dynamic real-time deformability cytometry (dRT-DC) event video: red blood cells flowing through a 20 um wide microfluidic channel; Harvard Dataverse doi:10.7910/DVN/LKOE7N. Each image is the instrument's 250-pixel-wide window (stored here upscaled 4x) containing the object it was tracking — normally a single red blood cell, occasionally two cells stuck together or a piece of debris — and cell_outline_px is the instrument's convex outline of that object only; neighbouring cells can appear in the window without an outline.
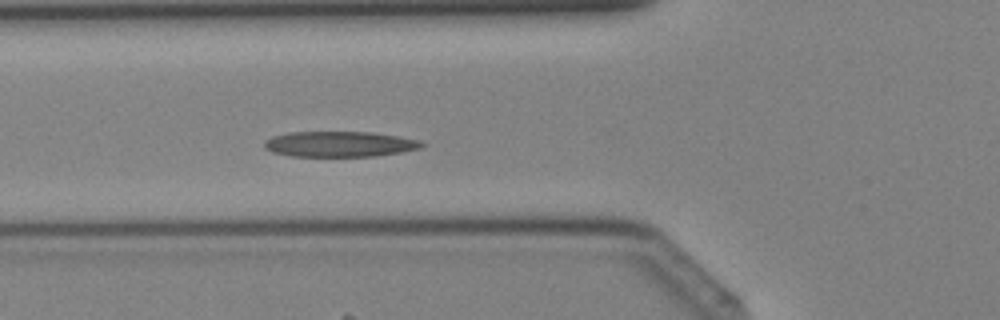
{"species": "Egyptian fruit bat (a non-hibernating species)", "species_latin": "Rousettus aegyptiacus", "temperature_condition": "cold", "stored_images_in_passage": 38, "camera_frame_rate_fps": 3000, "um_per_image_px": 0.085, "animal": {"sex": "female"}, "frame": {"image": 1, "passage_image": 12, "time_ms": 3.667, "image_size_px": [1000, 320], "cell_outline_px": [[424, 144], [420, 148], [400, 152], [376, 156], [292, 156], [272, 152], [264, 148], [264, 140], [272, 136], [288, 132], [372, 132], [420, 140]], "centroid_in_image_um": [28.82, 12.24], "position_along_channel_um": 97.0, "area_um2": 23.35}}
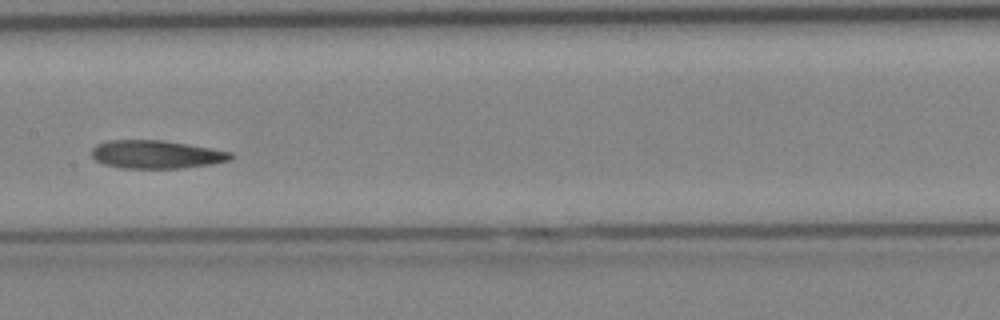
{"frame": {"image": 2, "passage_image": 18, "time_ms": 5.667, "image_size_px": [1000, 320], "cell_outline_px": [[236, 156], [232, 160], [212, 164], [180, 168], [120, 168], [104, 164], [96, 160], [92, 156], [92, 148], [96, 144], [108, 140], [160, 140], [188, 144], [212, 148], [232, 152]], "centroid_in_image_um": [13.32, 13.12], "position_along_channel_um": 194.1, "area_um2": 23.0}}
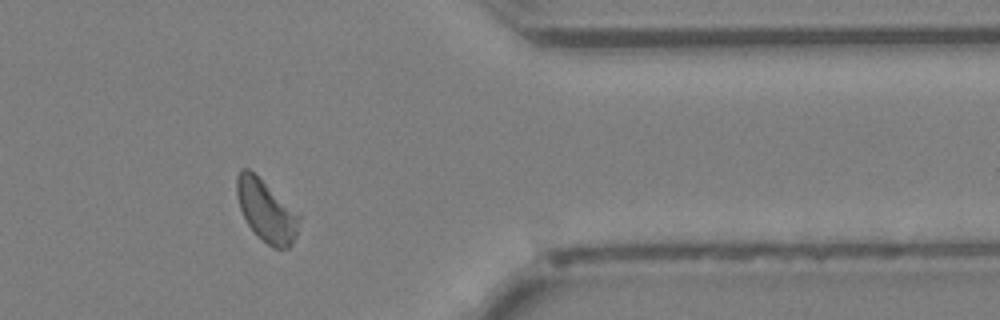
{"frame": {"image": 3, "passage_image": 31, "time_ms": 10.0, "image_size_px": [1000, 320], "cell_outline_px": [[300, 220], [296, 236], [292, 244], [288, 248], [272, 248], [248, 224], [240, 208], [236, 196], [236, 176], [240, 168], [248, 168], [300, 212]], "centroid_in_image_um": [22.66, 17.88], "position_along_channel_um": 388.7, "area_um2": 22.48}}